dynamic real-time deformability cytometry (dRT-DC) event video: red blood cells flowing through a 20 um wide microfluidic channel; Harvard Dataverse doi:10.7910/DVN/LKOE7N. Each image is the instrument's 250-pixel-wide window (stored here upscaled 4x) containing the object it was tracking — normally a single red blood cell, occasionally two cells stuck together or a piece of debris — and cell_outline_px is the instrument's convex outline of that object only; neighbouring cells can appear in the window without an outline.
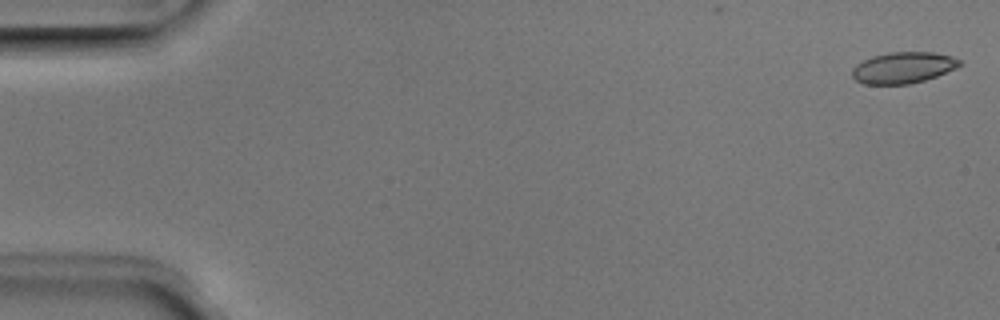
{"species": "Egyptian fruit bat (a non-hibernating species)", "species_latin": "Rousettus aegyptiacus", "temperature_condition": "room temperature", "stored_images_in_passage": 5, "camera_frame_rate_fps": 3000, "um_per_image_px": 0.085, "animal": {"sex": "male"}, "frame": {"image": 1, "passage_image": 1, "time_ms": 0.0, "image_size_px": [1000, 320], "cell_outline_px": [[964, 64], [956, 68], [936, 76], [924, 80], [908, 84], [864, 84], [856, 80], [852, 76], [852, 68], [856, 64], [872, 56], [888, 52], [932, 52], [952, 56], [960, 60]], "centroid_in_image_um": [76.77, 5.74], "position_along_channel_um": 8.2, "area_um2": 19.59}}
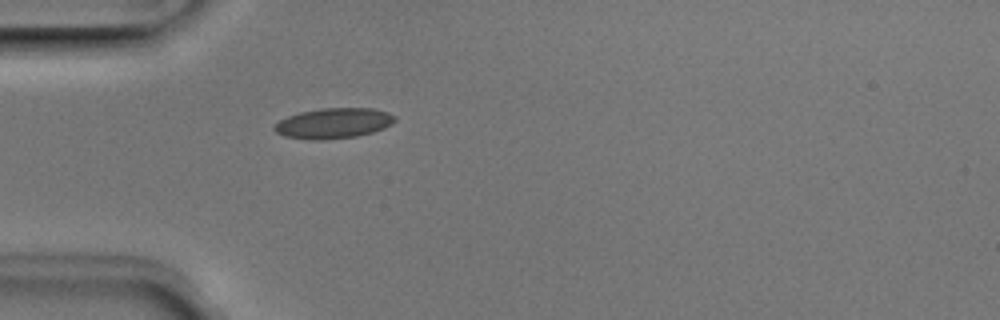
{"frame": {"image": 2, "passage_image": 5, "time_ms": 1.333, "image_size_px": [1000, 320], "cell_outline_px": [[396, 120], [392, 124], [384, 128], [372, 132], [356, 136], [324, 140], [312, 140], [284, 136], [276, 132], [272, 128], [280, 120], [288, 116], [300, 112], [324, 108], [372, 108], [388, 112], [396, 116]], "centroid_in_image_um": [28.37, 10.47], "position_along_channel_um": 56.6, "area_um2": 21.33}}